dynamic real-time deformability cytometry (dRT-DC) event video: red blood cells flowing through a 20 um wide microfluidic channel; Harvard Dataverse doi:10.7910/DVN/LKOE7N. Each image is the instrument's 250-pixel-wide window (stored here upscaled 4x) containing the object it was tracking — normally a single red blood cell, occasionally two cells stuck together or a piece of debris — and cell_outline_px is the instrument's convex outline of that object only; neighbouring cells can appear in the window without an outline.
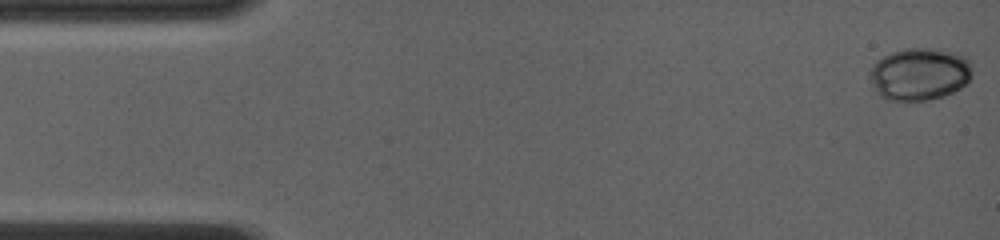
{"species": "common noctule bat (a hibernating species)", "species_latin": "Nyctalus noctula", "temperature_condition": "room temperature", "stored_images_in_passage": 52, "camera_frame_rate_fps": 4000, "um_per_image_px": 0.085, "animal": {"sex": "female", "body_mass_g": 19.0, "forearm_length_mm": 56.7}, "frame": {"image": 1, "passage_image": 1, "time_ms": 0.0, "image_size_px": [1000, 240], "cell_outline_px": [[972, 76], [960, 88], [944, 96], [928, 100], [888, 100], [880, 96], [872, 88], [868, 76], [868, 72], [872, 64], [876, 60], [892, 52], [904, 48], [936, 48], [960, 52], [968, 56], [972, 68]], "centroid_in_image_um": [78.15, 6.27], "position_along_channel_um": 6.8, "area_um2": 32.08}}
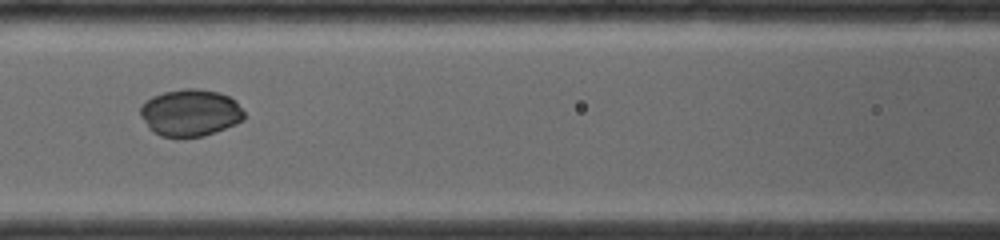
{"frame": {"image": 2, "passage_image": 27, "time_ms": 6.5, "image_size_px": [1000, 240], "cell_outline_px": [[244, 120], [236, 124], [204, 136], [160, 136], [152, 132], [148, 128], [140, 116], [140, 104], [152, 96], [164, 92], [184, 88], [200, 88], [220, 92], [236, 100], [244, 112]], "centroid_in_image_um": [16.16, 9.56], "position_along_channel_um": 150.4, "area_um2": 28.67}}
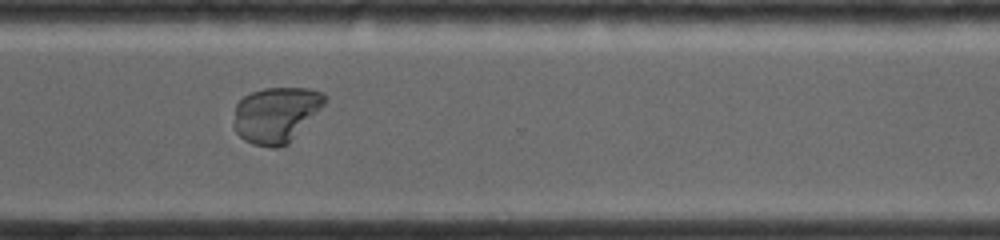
{"frame": {"image": 3, "passage_image": 46, "time_ms": 11.25, "image_size_px": [1000, 240], "cell_outline_px": [[328, 100], [288, 144], [276, 148], [272, 148], [252, 144], [244, 140], [236, 132], [232, 124], [236, 104], [244, 96], [252, 92], [264, 88], [308, 88], [324, 92], [328, 96]], "centroid_in_image_um": [23.46, 9.74], "position_along_channel_um": 347.1, "area_um2": 29.65}, "authors_computed_cell_mechanics": {"area_um2": 29.189, "velocity_mm_per_s": 4.1484, "shape_relaxation_time_tau1_ms": 2.0246, "shape_relaxation_time_tau2_ms": null, "deformation_change_tau1": 0.1189, "deformation_change_tau2": null}}